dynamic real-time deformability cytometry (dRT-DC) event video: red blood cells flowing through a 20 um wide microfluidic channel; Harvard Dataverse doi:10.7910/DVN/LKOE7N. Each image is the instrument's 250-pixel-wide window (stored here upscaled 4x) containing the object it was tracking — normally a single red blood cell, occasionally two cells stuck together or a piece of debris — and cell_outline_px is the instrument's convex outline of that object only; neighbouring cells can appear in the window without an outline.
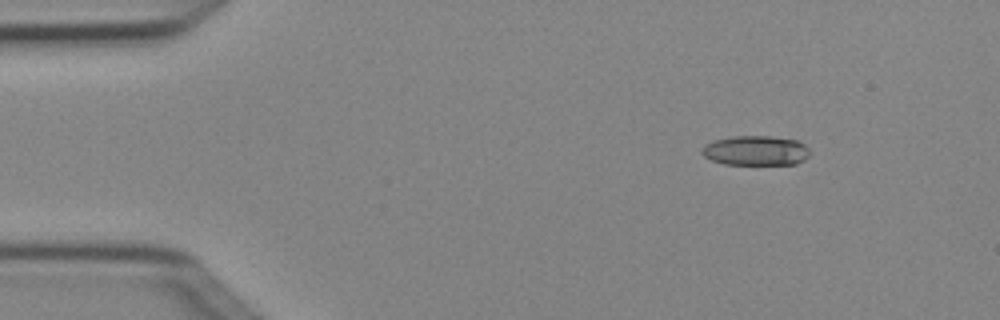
{"species": "Egyptian fruit bat (a non-hibernating species)", "species_latin": "Rousettus aegyptiacus", "temperature_condition": "cold", "stored_images_in_passage": 4, "camera_frame_rate_fps": 3000, "um_per_image_px": 0.085, "animal": {"sex": "female"}, "frame": {"image": 1, "passage_image": 1, "time_ms": 0.0, "image_size_px": [1000, 320], "cell_outline_px": [[808, 156], [804, 160], [796, 164], [724, 164], [712, 160], [704, 156], [700, 152], [700, 148], [704, 144], [712, 140], [732, 136], [772, 136], [796, 140], [804, 144], [808, 148]], "centroid_in_image_um": [64.19, 12.79], "position_along_channel_um": 20.8, "area_um2": 18.84}}
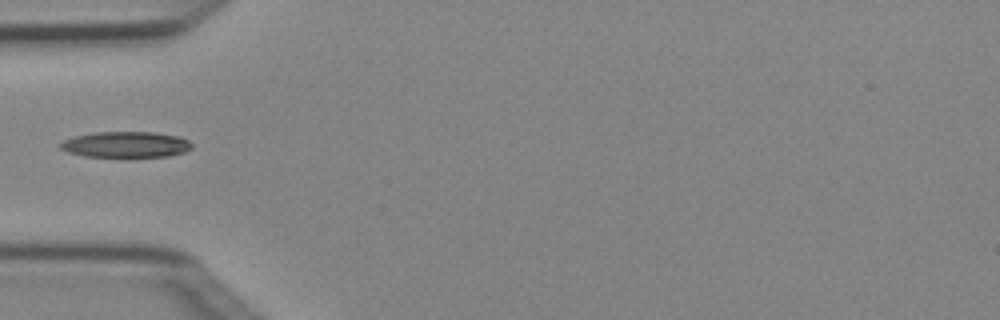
{"frame": {"image": 2, "passage_image": 4, "time_ms": 1.0, "image_size_px": [1000, 320], "cell_outline_px": [[192, 148], [184, 152], [168, 156], [84, 156], [68, 152], [60, 148], [60, 144], [64, 140], [76, 136], [96, 132], [152, 132], [180, 136], [188, 140], [192, 144]], "centroid_in_image_um": [10.73, 12.27], "position_along_channel_um": 74.3, "area_um2": 19.59}}